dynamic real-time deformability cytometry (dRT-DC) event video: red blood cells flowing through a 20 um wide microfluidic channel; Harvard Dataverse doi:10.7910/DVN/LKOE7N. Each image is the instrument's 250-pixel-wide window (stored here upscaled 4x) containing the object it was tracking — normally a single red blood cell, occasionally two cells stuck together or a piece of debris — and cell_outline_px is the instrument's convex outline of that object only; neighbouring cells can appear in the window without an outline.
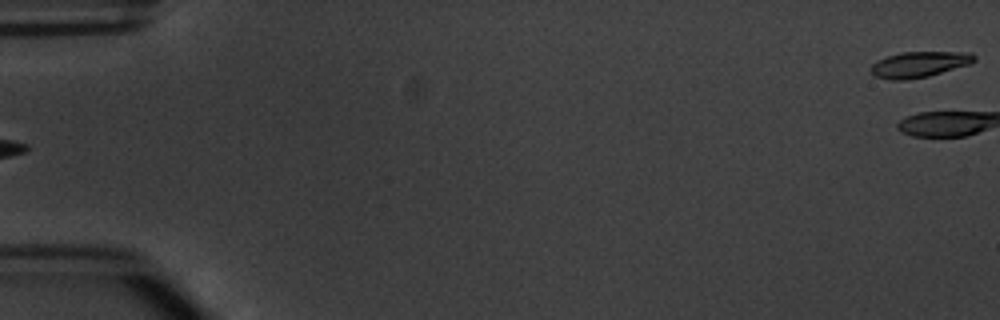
{"species": "common noctule bat (a hibernating species)", "species_latin": "Nyctalus noctula", "temperature_condition": "warm", "stored_images_in_passage": 5, "segment_of_instrument_passage": [2, 2], "camera_frame_rate_fps": 3000, "um_per_image_px": 0.085, "animal": {"sex": "male", "body_mass_g": 20.1, "forearm_length_mm": 53.5}, "frame": {"image": 1, "passage_image": 5, "time_ms": 5.333, "image_size_px": [1000, 320], "cell_outline_px": [[976, 60], [968, 64], [928, 76], [904, 80], [888, 80], [876, 76], [868, 68], [876, 60], [888, 56], [904, 52], [972, 52], [976, 56]], "centroid_in_image_um": [78.11, 5.47], "position_along_channel_um": 6.9, "area_um2": 15.43}}